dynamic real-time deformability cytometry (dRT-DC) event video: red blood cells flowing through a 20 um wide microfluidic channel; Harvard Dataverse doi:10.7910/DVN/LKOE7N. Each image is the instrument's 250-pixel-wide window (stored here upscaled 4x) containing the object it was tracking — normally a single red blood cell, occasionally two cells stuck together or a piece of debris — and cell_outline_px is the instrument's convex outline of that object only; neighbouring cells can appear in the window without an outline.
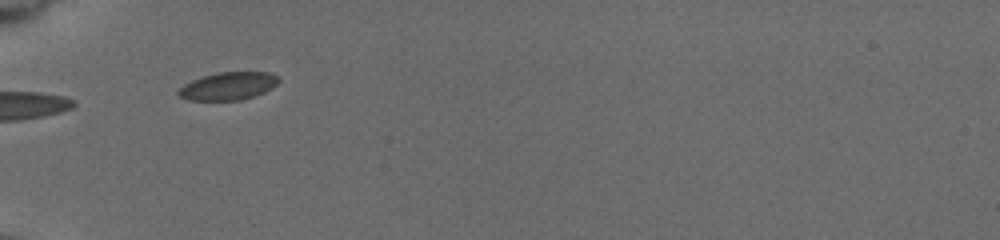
{"species": "common noctule bat (a hibernating species)", "species_latin": "Nyctalus noctula", "temperature_condition": "cold", "stored_images_in_passage": 3, "camera_frame_rate_fps": 3000, "um_per_image_px": 0.085, "animal": {"sex": "female", "body_mass_g": 19.5, "forearm_length_mm": 54.1}, "frame": {"image": 1, "passage_image": 2, "time_ms": 1.333, "image_size_px": [1000, 240], "cell_outline_px": [[280, 80], [272, 88], [264, 92], [240, 100], [188, 100], [180, 96], [176, 92], [184, 84], [192, 80], [216, 72], [268, 72], [276, 76]], "centroid_in_image_um": [19.38, 7.31], "position_along_channel_um": 65.6, "area_um2": 16.07}}